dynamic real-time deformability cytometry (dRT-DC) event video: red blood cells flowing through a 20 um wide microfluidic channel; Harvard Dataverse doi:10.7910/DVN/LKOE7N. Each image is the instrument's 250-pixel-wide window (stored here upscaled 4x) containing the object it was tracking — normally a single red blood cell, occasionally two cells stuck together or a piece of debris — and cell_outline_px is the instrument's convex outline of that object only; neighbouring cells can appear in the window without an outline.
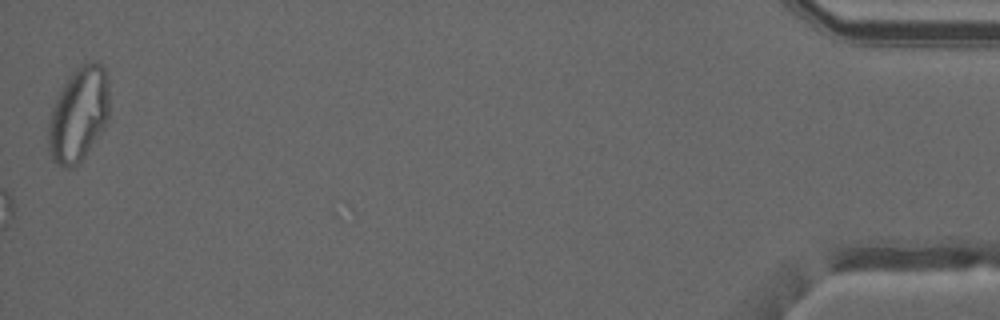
{"species": "common noctule bat (a hibernating species)", "species_latin": "Nyctalus noctula", "temperature_condition": "warm", "stored_images_in_passage": 47, "camera_frame_rate_fps": 3000, "um_per_image_px": 0.085, "animal": {"sex": "male", "forearm_length_mm": 52.5}, "frame": {"image": 1, "passage_image": 47, "time_ms": 15.333, "image_size_px": [1000, 320], "cell_outline_px": [[108, 120], [104, 128], [84, 156], [72, 168], [68, 168], [56, 164], [52, 160], [48, 152], [48, 120], [52, 108], [64, 84], [72, 72], [80, 64], [88, 60], [96, 60], [104, 64], [108, 72]], "centroid_in_image_um": [6.69, 9.68], "position_along_channel_um": 428.5, "area_um2": 33.93}}